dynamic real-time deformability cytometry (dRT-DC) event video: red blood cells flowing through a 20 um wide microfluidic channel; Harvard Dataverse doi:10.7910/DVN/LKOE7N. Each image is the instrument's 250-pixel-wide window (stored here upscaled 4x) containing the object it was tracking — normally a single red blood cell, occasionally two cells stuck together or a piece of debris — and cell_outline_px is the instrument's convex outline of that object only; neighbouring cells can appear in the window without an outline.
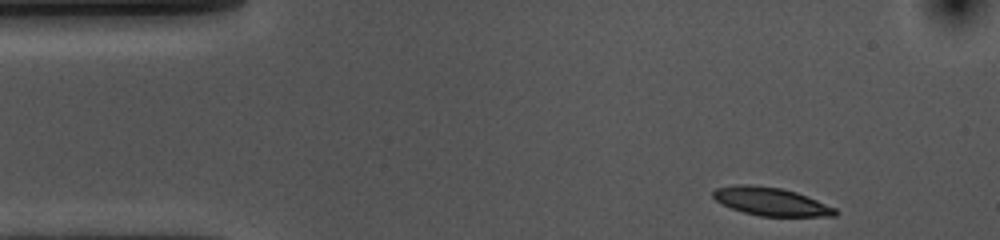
{"species": "common noctule bat (a hibernating species)", "species_latin": "Nyctalus noctula", "temperature_condition": "cold", "stored_images_in_passage": 40, "camera_frame_rate_fps": 3000, "um_per_image_px": 0.085, "animal": {"sex": "female", "body_mass_g": 10.0, "forearm_length_mm": 53.1}, "frame": {"image": 1, "passage_image": 1, "time_ms": 0.0, "image_size_px": [1000, 240], "cell_outline_px": [[840, 212], [836, 216], [760, 216], [744, 212], [732, 208], [716, 200], [712, 196], [712, 192], [716, 188], [736, 184], [748, 184], [780, 188], [796, 192], [808, 196], [836, 208]], "centroid_in_image_um": [65.56, 17.13], "position_along_channel_um": 19.4, "area_um2": 20.0}}
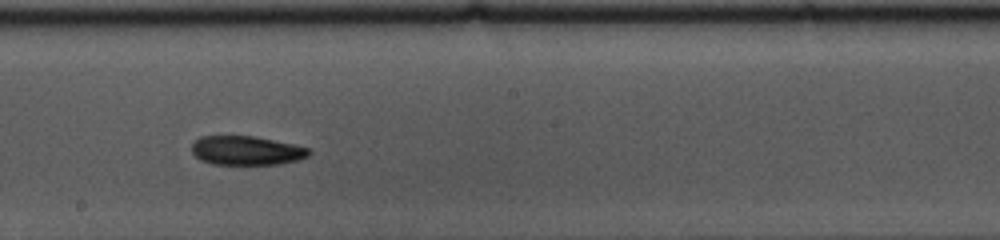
{"frame": {"image": 2, "passage_image": 24, "time_ms": 7.667, "image_size_px": [1000, 240], "cell_outline_px": [[312, 152], [308, 156], [296, 160], [280, 164], [212, 164], [200, 160], [192, 152], [192, 144], [200, 136], [256, 136], [312, 148]], "centroid_in_image_um": [20.97, 12.79], "position_along_channel_um": 227.2, "area_um2": 19.94}}
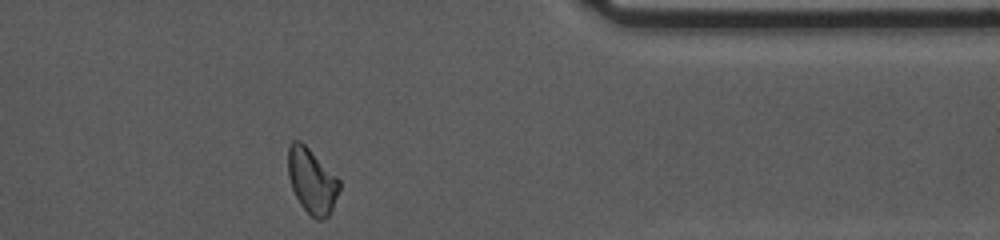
{"frame": {"image": 3, "passage_image": 39, "time_ms": 12.667, "image_size_px": [1000, 240], "cell_outline_px": [[340, 188], [332, 212], [324, 220], [316, 220], [300, 204], [292, 188], [288, 176], [288, 148], [292, 140], [300, 140], [340, 180]], "centroid_in_image_um": [26.51, 15.4], "position_along_channel_um": 384.9, "area_um2": 19.36}, "authors_computed_cell_mechanics": {"area_um2": 20.519, "velocity_mm_per_s": 3.5759, "shape_relaxation_time_tau1_ms": 6.4551, "shape_relaxation_time_tau2_ms": null, "deformation_change_tau1": 0.1311, "deformation_change_tau2": null}}